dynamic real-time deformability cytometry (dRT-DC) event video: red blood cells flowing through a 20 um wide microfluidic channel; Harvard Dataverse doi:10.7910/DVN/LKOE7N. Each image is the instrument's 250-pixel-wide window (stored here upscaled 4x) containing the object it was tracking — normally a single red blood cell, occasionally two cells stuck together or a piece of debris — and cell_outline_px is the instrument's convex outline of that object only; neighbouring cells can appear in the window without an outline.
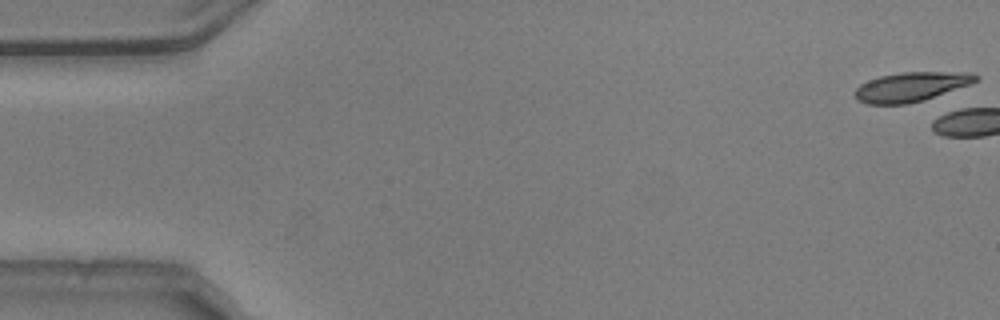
{"species": "common noctule bat (a hibernating species)", "species_latin": "Nyctalus noctula", "temperature_condition": "warm", "stored_images_in_passage": 4, "camera_frame_rate_fps": 3000, "um_per_image_px": 0.085, "animal": {"sex": "male", "body_mass_g": 20.5, "forearm_length_mm": 52.5}, "frame": {"image": 1, "passage_image": 1, "time_ms": 0.0, "image_size_px": [1000, 320], "cell_outline_px": [[980, 80], [924, 100], [908, 104], [868, 104], [856, 100], [852, 92], [860, 84], [868, 80], [880, 76], [900, 72], [972, 72], [980, 76]], "centroid_in_image_um": [77.42, 7.37], "position_along_channel_um": 7.6, "area_um2": 20.87}}